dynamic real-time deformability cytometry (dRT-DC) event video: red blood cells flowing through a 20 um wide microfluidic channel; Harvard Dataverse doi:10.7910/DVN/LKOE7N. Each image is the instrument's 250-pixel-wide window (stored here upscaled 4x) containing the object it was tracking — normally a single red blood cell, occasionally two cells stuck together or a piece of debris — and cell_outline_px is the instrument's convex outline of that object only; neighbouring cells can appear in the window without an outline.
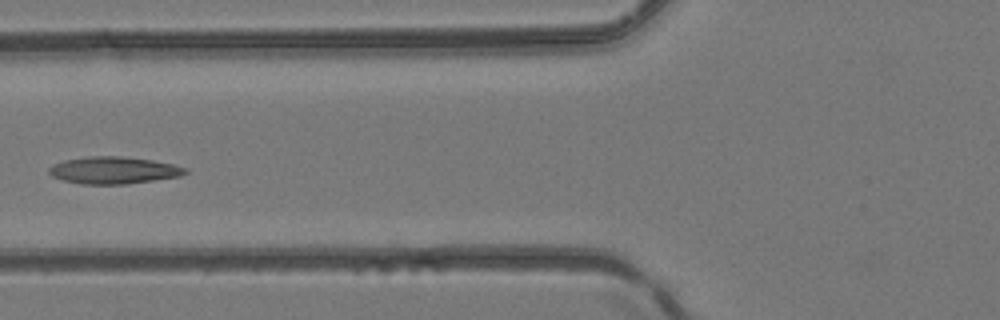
{"species": "common noctule bat (a hibernating species)", "species_latin": "Nyctalus noctula", "temperature_condition": "room temperature", "stored_images_in_passage": 5, "camera_frame_rate_fps": 3000, "um_per_image_px": 0.085, "animal": {"sex": "female", "body_mass_g": 24.6, "forearm_length_mm": 56.2}, "frame": {"image": 1, "passage_image": 5, "time_ms": 1.333, "image_size_px": [1000, 320], "cell_outline_px": [[188, 172], [180, 176], [124, 184], [80, 184], [64, 180], [52, 176], [48, 172], [48, 168], [64, 160], [88, 156], [124, 156], [152, 160], [172, 164], [188, 168]], "centroid_in_image_um": [9.66, 14.46], "position_along_channel_um": 116.1, "area_um2": 21.39}}